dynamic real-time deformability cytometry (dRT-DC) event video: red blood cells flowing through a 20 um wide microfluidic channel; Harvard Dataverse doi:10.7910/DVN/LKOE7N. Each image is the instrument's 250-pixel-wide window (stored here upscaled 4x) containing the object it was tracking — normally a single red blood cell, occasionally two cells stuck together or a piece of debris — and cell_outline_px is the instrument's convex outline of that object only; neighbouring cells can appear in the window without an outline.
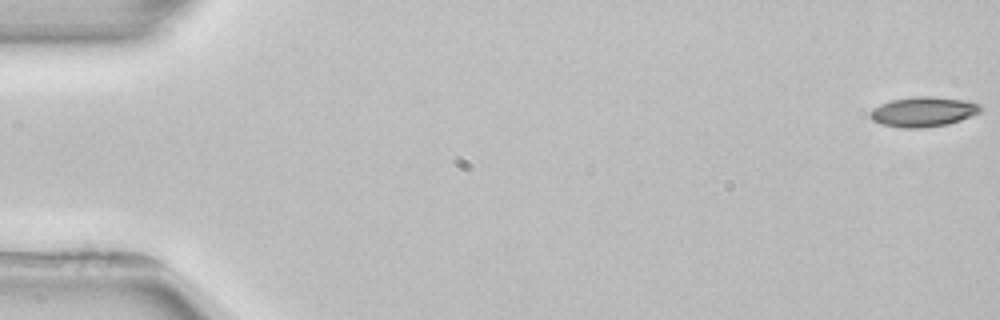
{"species": "common noctule bat (a hibernating species)", "species_latin": "Nyctalus noctula", "temperature_condition": "room temperature", "stored_images_in_passage": 5, "camera_frame_rate_fps": 3000, "um_per_image_px": 0.085, "animal": {"sex": "female", "body_mass_g": 22.7, "forearm_length_mm": 54.2}, "frame": {"image": 1, "passage_image": 1, "time_ms": 0.0, "image_size_px": [1000, 320], "cell_outline_px": [[984, 108], [980, 112], [960, 120], [948, 124], [924, 128], [900, 128], [880, 124], [872, 120], [868, 116], [868, 112], [872, 108], [880, 104], [892, 100], [916, 96], [932, 96], [968, 100], [980, 104]], "centroid_in_image_um": [78.46, 9.5], "position_along_channel_um": 6.5, "area_um2": 19.59}}
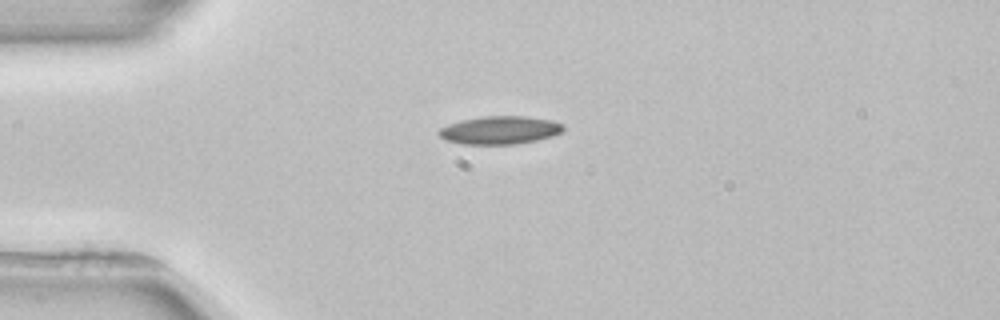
{"frame": {"image": 2, "passage_image": 4, "time_ms": 4.333, "image_size_px": [1000, 320], "cell_outline_px": [[564, 128], [560, 132], [552, 136], [536, 140], [516, 144], [464, 144], [444, 140], [436, 132], [440, 128], [448, 124], [464, 120], [484, 116], [524, 116], [552, 120], [564, 124]], "centroid_in_image_um": [42.48, 11.06], "position_along_channel_um": 42.5, "area_um2": 20.29}}